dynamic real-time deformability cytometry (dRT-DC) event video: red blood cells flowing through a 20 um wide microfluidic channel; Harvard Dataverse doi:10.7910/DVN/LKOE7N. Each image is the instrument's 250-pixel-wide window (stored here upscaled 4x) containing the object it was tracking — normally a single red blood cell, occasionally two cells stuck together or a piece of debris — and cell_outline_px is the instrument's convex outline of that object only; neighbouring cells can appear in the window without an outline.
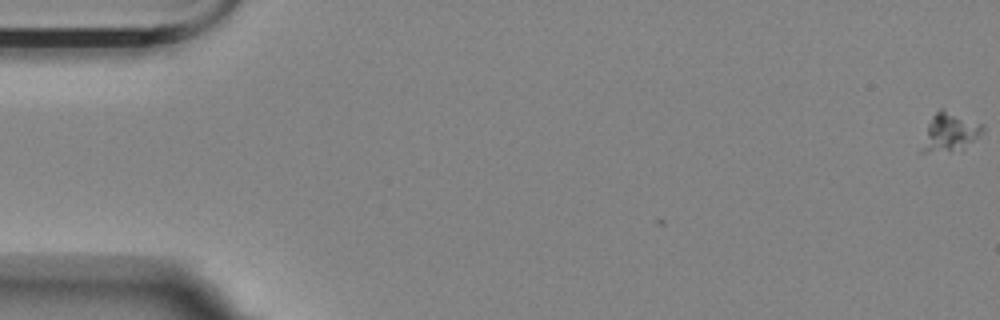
{"species": "Egyptian fruit bat (a non-hibernating species)", "species_latin": "Rousettus aegyptiacus", "temperature_condition": "room temperature", "stored_images_in_passage": 3, "camera_frame_rate_fps": 3000, "um_per_image_px": 0.085, "animal": {"sex": "female"}, "frame": {"image": 1, "passage_image": 1, "time_ms": 0.0, "image_size_px": [1000, 320], "cell_outline_px": [[984, 128], [972, 140], [948, 152], [920, 152], [928, 124], [932, 116], [940, 108], [944, 108], [984, 124]], "centroid_in_image_um": [80.69, 11.18], "position_along_channel_um": 4.3, "area_um2": 13.12}}